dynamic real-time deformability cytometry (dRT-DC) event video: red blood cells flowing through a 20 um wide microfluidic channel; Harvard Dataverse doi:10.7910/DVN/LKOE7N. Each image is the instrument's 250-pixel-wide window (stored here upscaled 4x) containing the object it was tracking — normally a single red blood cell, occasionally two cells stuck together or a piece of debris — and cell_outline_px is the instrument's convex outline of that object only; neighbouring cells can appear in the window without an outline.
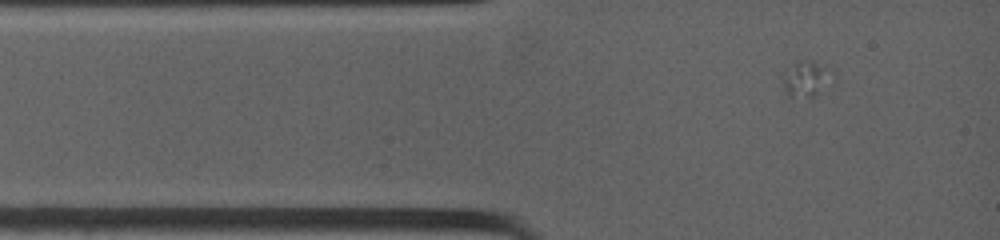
{"species": "common noctule bat (a hibernating species)", "species_latin": "Nyctalus noctula", "temperature_condition": "warm", "stored_images_in_passage": 5, "camera_frame_rate_fps": 4500, "um_per_image_px": 0.085, "animal": {"sex": "female", "body_mass_g": 19.0, "forearm_length_mm": 53.3}, "frame": {"image": 1, "passage_image": 2, "time_ms": 0.667, "image_size_px": [1000, 240], "cell_outline_px": [[836, 80], [816, 96], [784, 100], [784, 72], [796, 60], [800, 60], [836, 68]], "centroid_in_image_um": [68.6, 6.76], "position_along_channel_um": 16.4, "area_um2": 11.27}}